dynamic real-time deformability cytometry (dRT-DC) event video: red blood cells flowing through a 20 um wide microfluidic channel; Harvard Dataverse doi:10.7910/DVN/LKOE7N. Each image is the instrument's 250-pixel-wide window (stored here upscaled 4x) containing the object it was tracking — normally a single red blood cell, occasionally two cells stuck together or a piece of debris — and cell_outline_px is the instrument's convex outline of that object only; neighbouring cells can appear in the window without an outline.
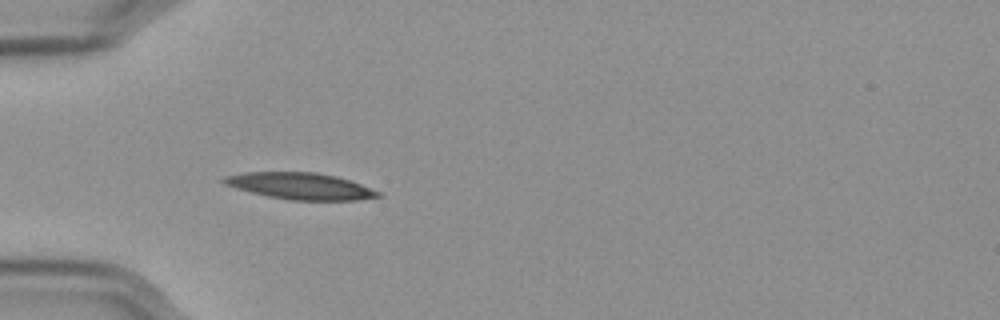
{"species": "Egyptian fruit bat (a non-hibernating species)", "species_latin": "Rousettus aegyptiacus", "temperature_condition": "cold", "stored_images_in_passage": 40, "camera_frame_rate_fps": 3000, "um_per_image_px": 0.085, "frame": {"image": 1, "passage_image": 1, "time_ms": 0.0, "image_size_px": [1000, 320], "cell_outline_px": [[380, 196], [356, 200], [292, 200], [268, 196], [236, 188], [224, 184], [220, 180], [224, 176], [244, 172], [316, 172], [336, 176], [360, 184], [380, 192]], "centroid_in_image_um": [25.48, 15.8], "position_along_channel_um": 59.5, "area_um2": 23.64}}
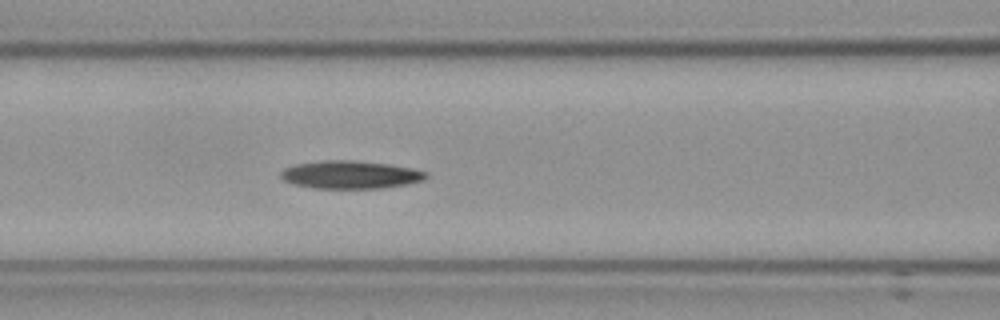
{"frame": {"image": 2, "passage_image": 8, "time_ms": 2.333, "image_size_px": [1000, 320], "cell_outline_px": [[428, 176], [424, 180], [408, 184], [380, 188], [312, 188], [296, 184], [284, 180], [280, 176], [280, 172], [284, 168], [296, 164], [320, 160], [356, 160], [388, 164], [412, 168], [428, 172]], "centroid_in_image_um": [29.8, 14.84], "position_along_channel_um": 136.8, "area_um2": 23.7}}
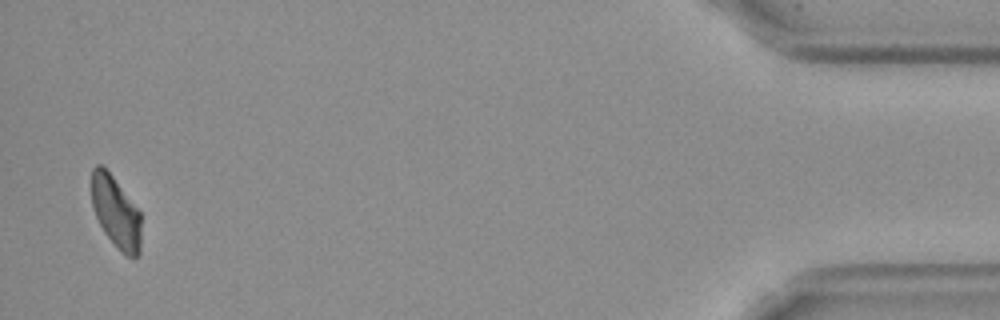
{"frame": {"image": 3, "passage_image": 39, "time_ms": 12.667, "image_size_px": [1000, 320], "cell_outline_px": [[140, 252], [132, 260], [124, 256], [120, 252], [104, 232], [96, 216], [92, 204], [92, 168], [96, 164], [100, 164], [112, 176], [140, 212]], "centroid_in_image_um": [9.85, 18.09], "position_along_channel_um": 425.3, "area_um2": 20.52}}